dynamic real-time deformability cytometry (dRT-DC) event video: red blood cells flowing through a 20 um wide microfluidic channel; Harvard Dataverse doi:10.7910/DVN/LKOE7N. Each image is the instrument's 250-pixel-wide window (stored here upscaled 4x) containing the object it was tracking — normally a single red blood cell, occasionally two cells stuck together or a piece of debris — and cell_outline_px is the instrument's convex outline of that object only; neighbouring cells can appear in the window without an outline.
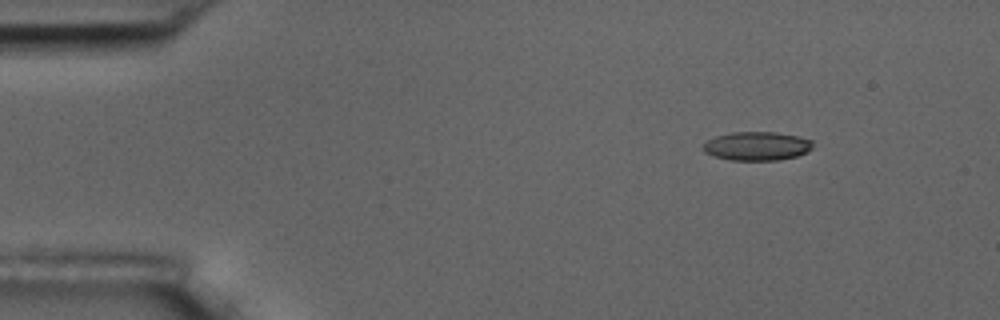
{"species": "common noctule bat (a hibernating species)", "species_latin": "Nyctalus noctula", "temperature_condition": "room temperature", "stored_images_in_passage": 6, "camera_frame_rate_fps": 3000, "um_per_image_px": 0.085, "animal": {"sex": "male", "body_mass_g": 17.5, "forearm_length_mm": 52.3}, "frame": {"image": 1, "passage_image": 1, "time_ms": 0.0, "image_size_px": [1000, 320], "cell_outline_px": [[812, 148], [808, 152], [796, 156], [776, 160], [728, 160], [704, 152], [704, 144], [708, 140], [716, 136], [732, 132], [776, 132], [796, 136], [812, 140]], "centroid_in_image_um": [64.35, 12.41], "position_along_channel_um": 20.7, "area_um2": 18.21}}
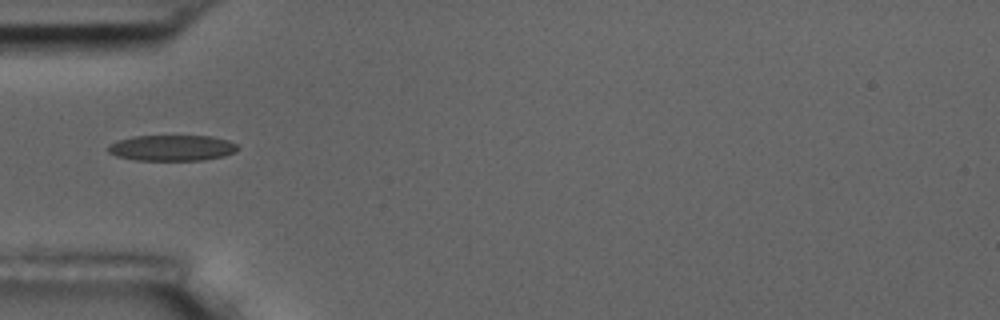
{"frame": {"image": 2, "passage_image": 4, "time_ms": 3.667, "image_size_px": [1000, 320], "cell_outline_px": [[240, 148], [236, 152], [224, 156], [200, 160], [136, 160], [116, 156], [108, 152], [104, 148], [108, 144], [116, 140], [136, 136], [212, 136], [228, 140], [236, 144]], "centroid_in_image_um": [14.59, 12.57], "position_along_channel_um": 70.4, "area_um2": 19.71}}
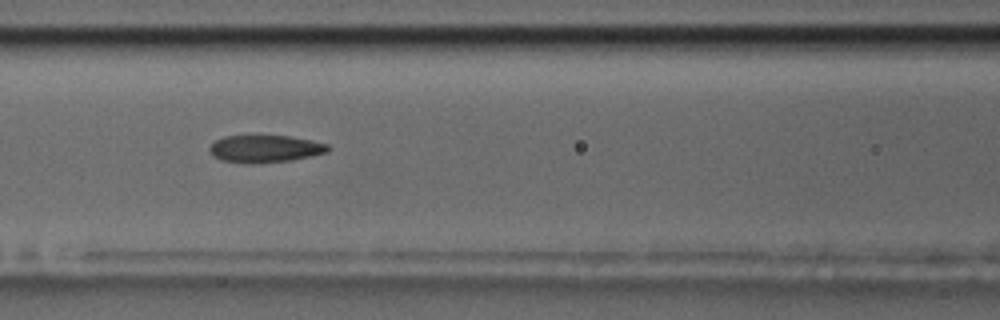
{"frame": {"image": 3, "passage_image": 6, "time_ms": 5.667, "image_size_px": [1000, 320], "cell_outline_px": [[332, 148], [328, 152], [292, 160], [256, 164], [244, 164], [220, 160], [212, 156], [208, 148], [216, 140], [224, 136], [288, 136], [312, 140], [328, 144]], "centroid_in_image_um": [22.52, 12.66], "position_along_channel_um": 144.1, "area_um2": 19.13}}